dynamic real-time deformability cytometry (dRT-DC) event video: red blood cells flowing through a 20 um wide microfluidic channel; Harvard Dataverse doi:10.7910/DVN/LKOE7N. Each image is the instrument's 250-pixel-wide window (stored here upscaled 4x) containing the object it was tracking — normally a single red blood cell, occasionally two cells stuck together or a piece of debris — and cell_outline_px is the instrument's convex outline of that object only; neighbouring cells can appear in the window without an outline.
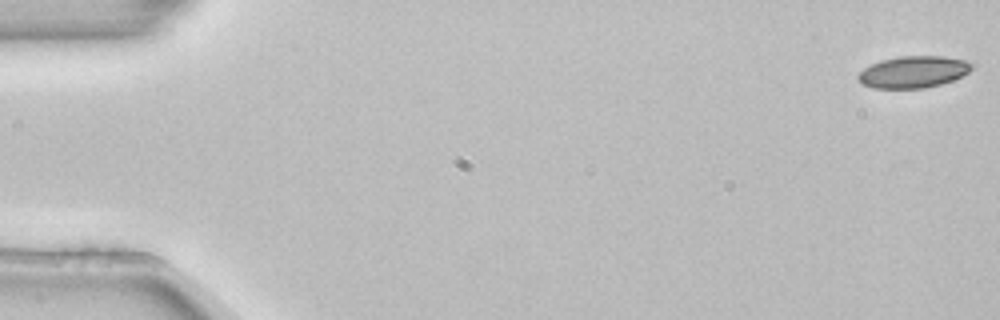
{"species": "common noctule bat (a hibernating species)", "species_latin": "Nyctalus noctula", "temperature_condition": "room temperature", "stored_images_in_passage": 5, "segment_of_instrument_passage": [1, 2], "camera_frame_rate_fps": 3000, "um_per_image_px": 0.085, "animal": {"sex": "female", "body_mass_g": 22.7, "forearm_length_mm": 54.2}, "frame": {"image": 1, "passage_image": 1, "time_ms": 0.0, "image_size_px": [1000, 320], "cell_outline_px": [[972, 68], [968, 72], [952, 80], [940, 84], [924, 88], [872, 88], [864, 84], [856, 76], [864, 68], [880, 60], [900, 56], [944, 56], [964, 60], [972, 64]], "centroid_in_image_um": [77.61, 6.11], "position_along_channel_um": 7.4, "area_um2": 20.81}}
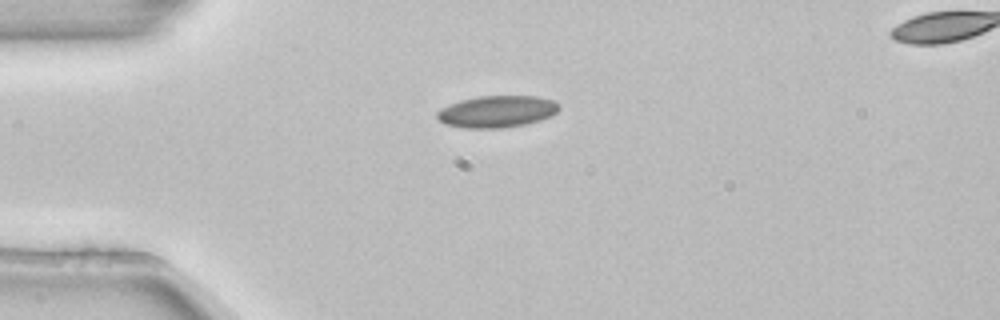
{"frame": {"image": 2, "passage_image": 4, "time_ms": 1.0, "image_size_px": [1000, 320], "cell_outline_px": [[560, 108], [556, 112], [540, 120], [524, 124], [500, 128], [464, 128], [444, 124], [436, 116], [436, 112], [440, 108], [460, 100], [480, 96], [536, 96], [552, 100], [560, 104]], "centroid_in_image_um": [42.21, 9.48], "position_along_channel_um": 42.8, "area_um2": 22.54}}